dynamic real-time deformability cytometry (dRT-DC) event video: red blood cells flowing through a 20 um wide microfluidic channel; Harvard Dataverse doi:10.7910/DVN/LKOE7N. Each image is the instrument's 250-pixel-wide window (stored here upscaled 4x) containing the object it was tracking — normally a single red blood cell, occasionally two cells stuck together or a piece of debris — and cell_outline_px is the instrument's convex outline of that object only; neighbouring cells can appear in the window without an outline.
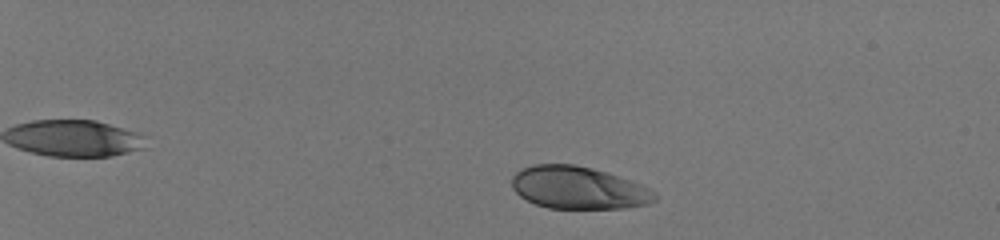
{"species": "human", "species_latin": "Homo sapiens", "temperature_condition": "room temperature", "stored_images_in_passage": 47, "camera_frame_rate_fps": 3000, "um_per_image_px": 0.085, "donor": {"sex": "male"}, "frame": {"image": 1, "passage_image": 5, "time_ms": 1.333, "image_size_px": [1000, 240], "cell_outline_px": [[656, 200], [648, 204], [624, 208], [548, 208], [536, 204], [520, 196], [512, 188], [512, 176], [516, 172], [532, 164], [576, 164], [592, 168], [640, 184], [656, 192]], "centroid_in_image_um": [49.14, 15.96], "position_along_channel_um": 35.9, "area_um2": 35.14}}
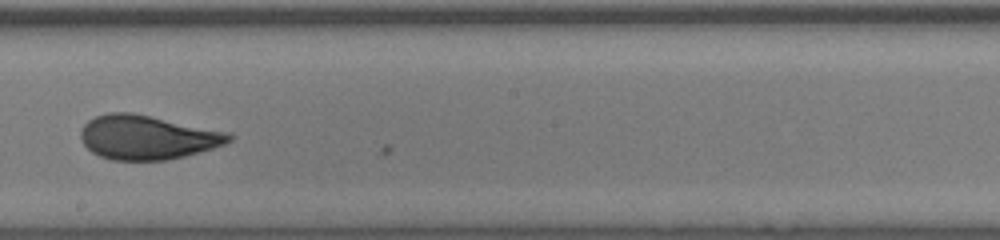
{"frame": {"image": 2, "passage_image": 29, "time_ms": 9.333, "image_size_px": [1000, 240], "cell_outline_px": [[236, 136], [232, 140], [224, 144], [212, 148], [184, 156], [168, 160], [112, 160], [100, 156], [92, 152], [84, 144], [80, 136], [80, 132], [84, 124], [88, 120], [96, 116], [108, 112], [132, 112], [232, 132]], "centroid_in_image_um": [12.55, 11.66], "position_along_channel_um": 235.6, "area_um2": 38.44}}
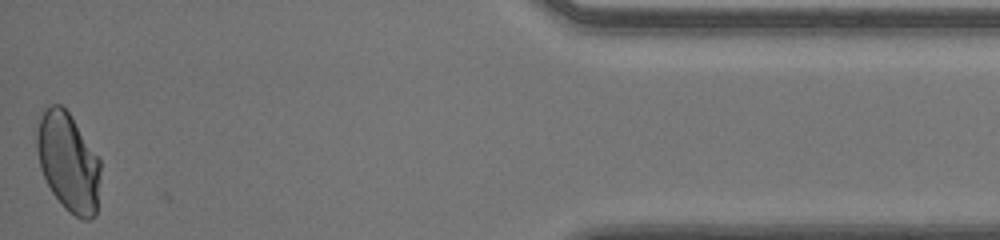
{"frame": {"image": 3, "passage_image": 47, "time_ms": 15.333, "image_size_px": [1000, 240], "cell_outline_px": [[100, 172], [96, 216], [88, 220], [84, 220], [76, 216], [64, 208], [52, 192], [40, 168], [36, 148], [36, 136], [40, 116], [48, 104], [60, 104], [68, 112], [100, 160]], "centroid_in_image_um": [5.79, 13.79], "position_along_channel_um": 429.4, "area_um2": 36.36}, "authors_computed_cell_mechanics": {"area_um2": 37.1076, "velocity_mm_per_s": 4.0803, "shape_relaxation_time_tau1_ms": 5.1089, "shape_relaxation_time_tau2_ms": null, "deformation_change_tau1": 0.1808, "deformation_change_tau2": null}}